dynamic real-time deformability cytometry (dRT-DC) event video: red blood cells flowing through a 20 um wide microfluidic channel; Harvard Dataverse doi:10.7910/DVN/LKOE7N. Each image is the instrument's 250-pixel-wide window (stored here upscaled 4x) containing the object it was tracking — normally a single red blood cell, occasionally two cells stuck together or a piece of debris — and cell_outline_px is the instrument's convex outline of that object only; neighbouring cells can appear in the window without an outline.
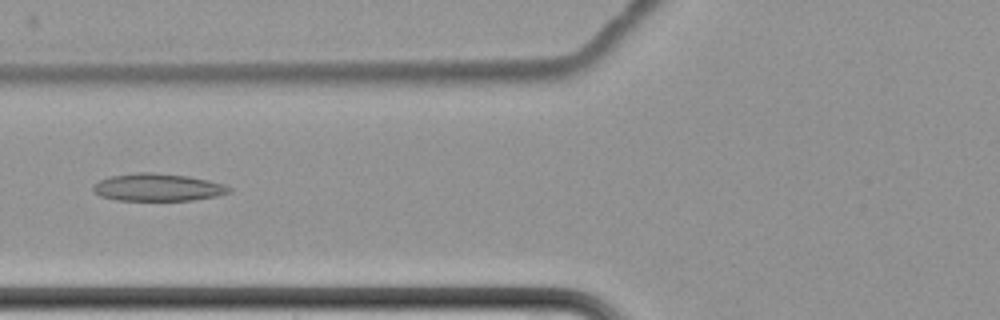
{"species": "common noctule bat (a hibernating species)", "species_latin": "Nyctalus noctula", "temperature_condition": "cold", "stored_images_in_passage": 7, "camera_frame_rate_fps": 3000, "um_per_image_px": 0.085, "animal": {"sex": "female", "body_mass_g": 22.7, "forearm_length_mm": 54.2}, "frame": {"image": 1, "passage_image": 7, "time_ms": 7.333, "image_size_px": [1000, 320], "cell_outline_px": [[232, 192], [216, 196], [192, 200], [116, 200], [100, 196], [92, 188], [100, 180], [108, 176], [136, 172], [152, 172], [188, 176], [208, 180], [224, 184], [232, 188]], "centroid_in_image_um": [13.43, 15.92], "position_along_channel_um": 112.4, "area_um2": 21.79}}